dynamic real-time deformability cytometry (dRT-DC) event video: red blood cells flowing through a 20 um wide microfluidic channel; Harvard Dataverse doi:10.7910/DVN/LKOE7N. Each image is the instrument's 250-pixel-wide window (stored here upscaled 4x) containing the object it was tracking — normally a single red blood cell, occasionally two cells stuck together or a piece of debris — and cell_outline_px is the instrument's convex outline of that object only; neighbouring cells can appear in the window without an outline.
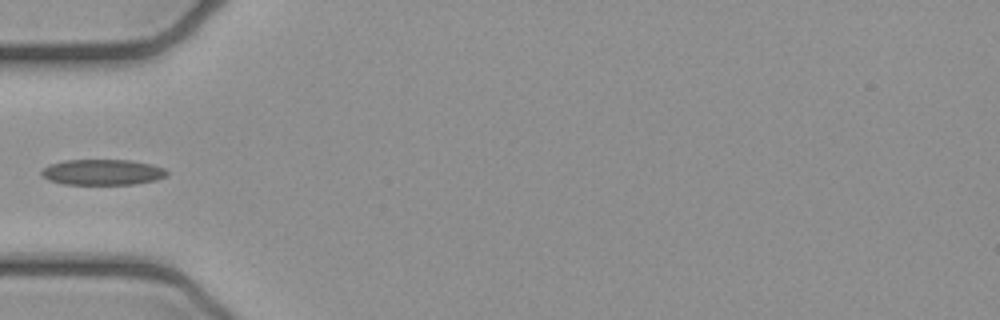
{"species": "common noctule bat (a hibernating species)", "species_latin": "Nyctalus noctula", "temperature_condition": "cold", "stored_images_in_passage": 4, "camera_frame_rate_fps": 3000, "um_per_image_px": 0.085, "animal": {"sex": "female", "body_mass_g": 21.9}, "frame": {"image": 1, "passage_image": 3, "time_ms": 0.667, "image_size_px": [1000, 320], "cell_outline_px": [[168, 176], [156, 180], [132, 184], [64, 184], [48, 180], [40, 176], [40, 168], [48, 164], [64, 160], [132, 160], [152, 164], [164, 168], [168, 172]], "centroid_in_image_um": [8.67, 14.63], "position_along_channel_um": 76.3, "area_um2": 19.07}}
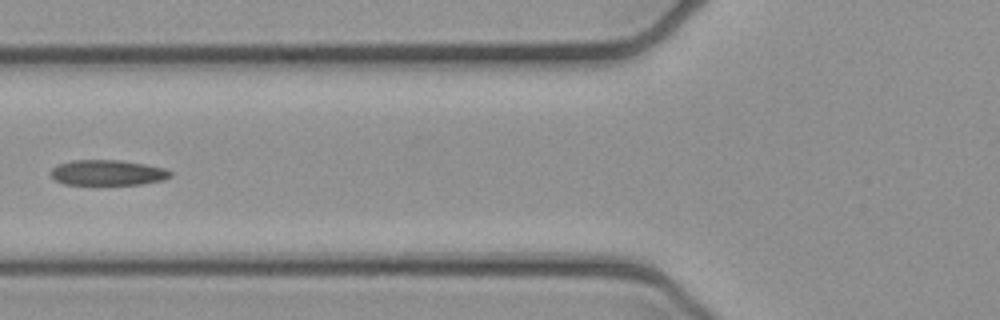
{"frame": {"image": 2, "passage_image": 4, "time_ms": 1.0, "image_size_px": [1000, 320], "cell_outline_px": [[172, 176], [164, 180], [140, 184], [64, 184], [56, 180], [48, 172], [52, 168], [60, 164], [72, 160], [120, 160], [144, 164], [164, 168], [172, 172]], "centroid_in_image_um": [9.15, 14.67], "position_along_channel_um": 116.6, "area_um2": 17.63}}